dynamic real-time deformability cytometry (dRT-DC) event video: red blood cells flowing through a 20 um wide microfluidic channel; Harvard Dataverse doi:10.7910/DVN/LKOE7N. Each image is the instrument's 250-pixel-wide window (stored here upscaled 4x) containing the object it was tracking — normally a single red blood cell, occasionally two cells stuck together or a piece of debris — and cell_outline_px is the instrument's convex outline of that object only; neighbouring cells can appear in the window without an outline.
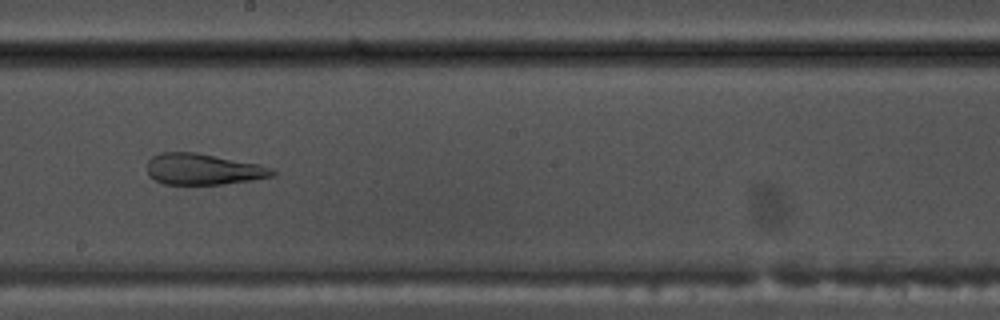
{"species": "common noctule bat (a hibernating species)", "species_latin": "Nyctalus noctula", "temperature_condition": "warm", "stored_images_in_passage": 43, "camera_frame_rate_fps": 3000, "um_per_image_px": 0.085, "animal": {"sex": "male", "body_mass_g": 17.5, "forearm_length_mm": 52.3}, "frame": {"image": 1, "passage_image": 21, "time_ms": 6.667, "image_size_px": [1000, 320], "cell_outline_px": [[276, 176], [224, 184], [164, 184], [148, 176], [148, 160], [152, 156], [160, 152], [196, 152], [260, 164], [272, 168], [276, 172]], "centroid_in_image_um": [17.28, 14.37], "position_along_channel_um": 230.9, "area_um2": 22.83}}
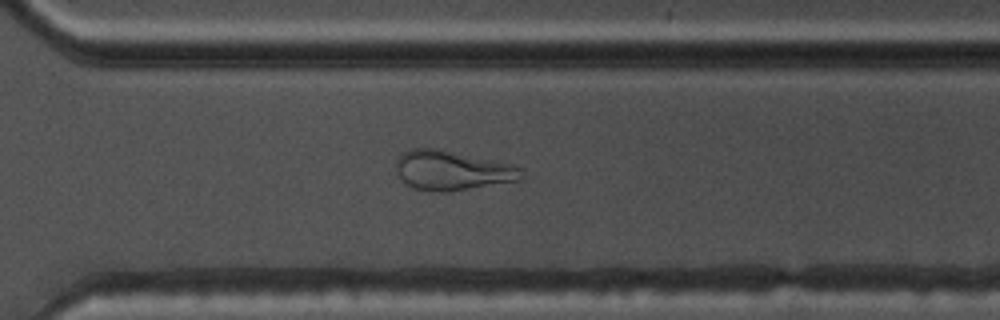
{"frame": {"image": 2, "passage_image": 29, "time_ms": 9.333, "image_size_px": [1000, 320], "cell_outline_px": [[524, 180], [448, 192], [432, 192], [412, 188], [396, 172], [396, 160], [404, 152], [412, 148], [436, 148], [512, 164], [520, 168]], "centroid_in_image_um": [38.44, 14.5], "position_along_channel_um": 332.2, "area_um2": 28.96}}
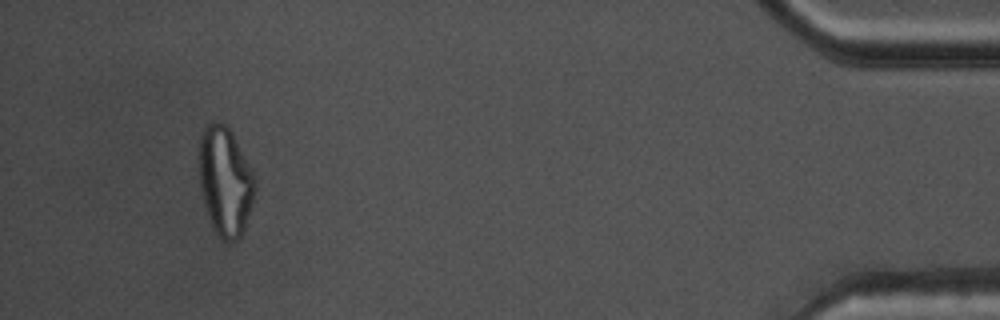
{"frame": {"image": 3, "passage_image": 41, "time_ms": 13.333, "image_size_px": [1000, 320], "cell_outline_px": [[256, 188], [244, 228], [240, 236], [236, 240], [224, 240], [212, 228], [204, 204], [200, 188], [200, 136], [208, 124], [212, 120], [220, 120], [228, 124], [256, 180]], "centroid_in_image_um": [19.13, 15.36], "position_along_channel_um": 416.1, "area_um2": 35.08}}